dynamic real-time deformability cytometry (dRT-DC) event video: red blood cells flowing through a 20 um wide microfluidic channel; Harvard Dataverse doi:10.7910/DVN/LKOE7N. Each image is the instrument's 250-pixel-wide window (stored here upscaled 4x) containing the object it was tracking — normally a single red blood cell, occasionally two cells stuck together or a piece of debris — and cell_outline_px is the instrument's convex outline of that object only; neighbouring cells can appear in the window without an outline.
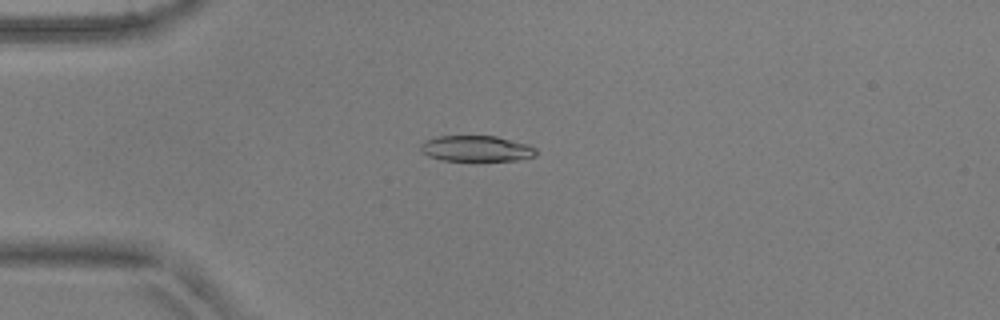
{"species": "common noctule bat (a hibernating species)", "species_latin": "Nyctalus noctula", "temperature_condition": "warm", "stored_images_in_passage": 52, "camera_frame_rate_fps": 3000, "um_per_image_px": 0.085, "animal": {"sex": "male", "body_mass_g": 17.9, "forearm_length_mm": 54.2}, "frame": {"image": 1, "passage_image": 13, "time_ms": 4.0, "image_size_px": [1000, 320], "cell_outline_px": [[536, 156], [516, 160], [444, 160], [428, 156], [420, 152], [420, 144], [424, 140], [436, 136], [496, 136], [528, 144], [536, 148]], "centroid_in_image_um": [40.46, 12.62], "position_along_channel_um": 44.5, "area_um2": 17.4}}
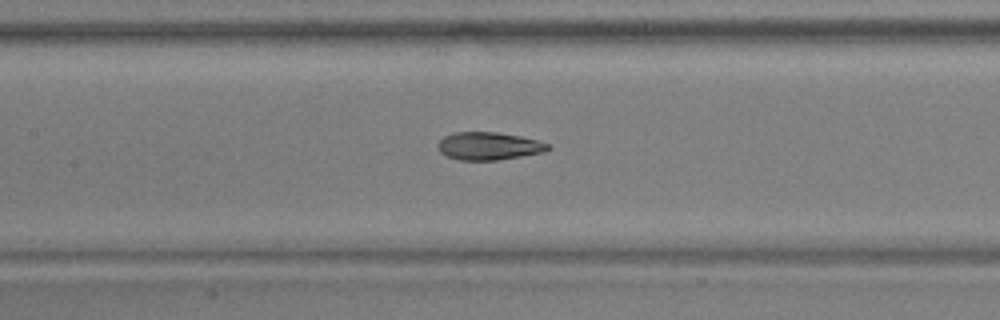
{"frame": {"image": 2, "passage_image": 24, "time_ms": 7.667, "image_size_px": [1000, 320], "cell_outline_px": [[552, 148], [544, 152], [500, 160], [460, 160], [448, 156], [440, 152], [436, 148], [436, 144], [444, 136], [456, 132], [496, 132], [520, 136], [536, 140], [548, 144]], "centroid_in_image_um": [41.53, 12.41], "position_along_channel_um": 165.9, "area_um2": 17.86}}
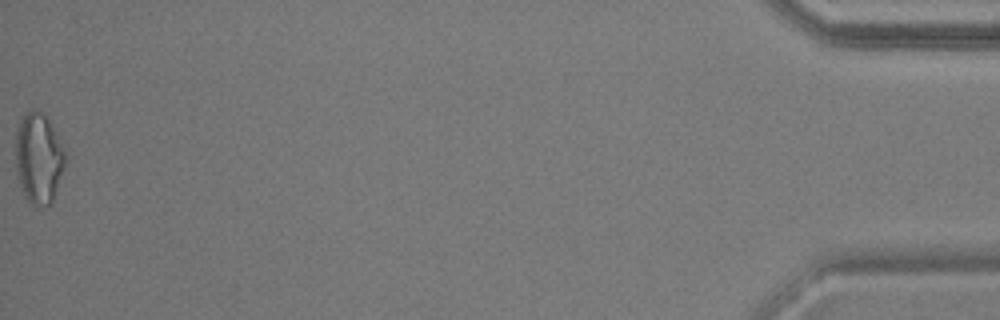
{"frame": {"image": 3, "passage_image": 52, "time_ms": 17.0, "image_size_px": [1000, 320], "cell_outline_px": [[68, 160], [52, 200], [48, 204], [36, 208], [28, 204], [24, 196], [16, 176], [16, 132], [20, 116], [32, 108], [36, 108], [44, 112], [56, 132], [68, 156]], "centroid_in_image_um": [3.29, 13.43], "position_along_channel_um": 431.9, "area_um2": 27.11}, "authors_computed_cell_mechanics": {"area_um2": 18.7272, "velocity_mm_per_s": 3.8668, "shape_relaxation_time_tau1_ms": 5.98, "shape_relaxation_time_tau2_ms": 1.7643, "deformation_change_tau1": 0.212, "deformation_change_tau2": 0.0952}}